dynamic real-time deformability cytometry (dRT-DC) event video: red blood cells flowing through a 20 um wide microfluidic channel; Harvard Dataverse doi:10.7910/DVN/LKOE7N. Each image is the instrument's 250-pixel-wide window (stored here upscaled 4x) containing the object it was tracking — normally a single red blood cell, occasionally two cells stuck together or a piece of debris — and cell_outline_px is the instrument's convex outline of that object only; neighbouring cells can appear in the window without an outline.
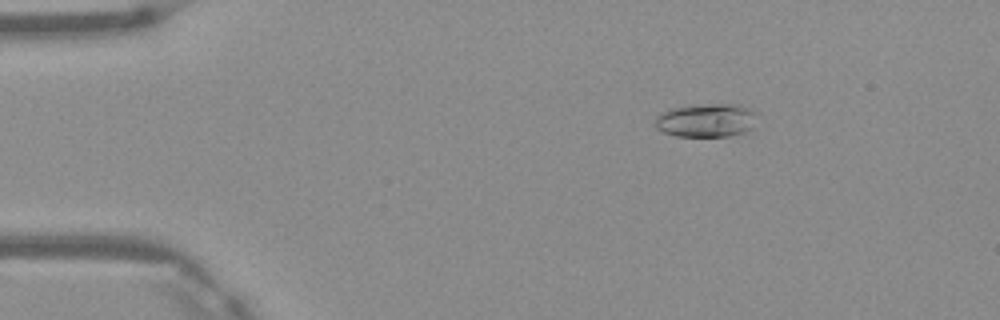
{"species": "Egyptian fruit bat (a non-hibernating species)", "species_latin": "Rousettus aegyptiacus", "temperature_condition": "warm", "stored_images_in_passage": 5, "camera_frame_rate_fps": 3000, "um_per_image_px": 0.085, "frame": {"image": 1, "passage_image": 3, "time_ms": 0.667, "image_size_px": [1000, 320], "cell_outline_px": [[756, 112], [748, 128], [744, 132], [732, 136], [676, 136], [664, 132], [656, 128], [656, 116], [672, 108], [704, 104], [740, 104], [752, 108]], "centroid_in_image_um": [60.02, 10.22], "position_along_channel_um": 25.0, "area_um2": 19.59}}
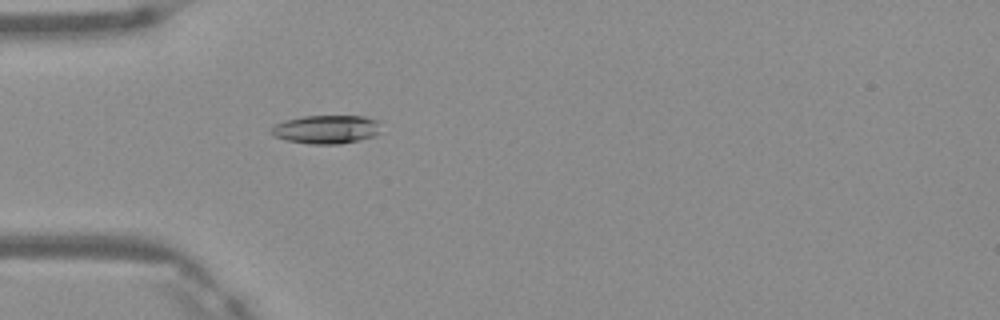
{"frame": {"image": 2, "passage_image": 5, "time_ms": 1.333, "image_size_px": [1000, 320], "cell_outline_px": [[380, 132], [376, 136], [340, 144], [308, 144], [288, 140], [272, 136], [268, 132], [276, 124], [284, 120], [304, 116], [364, 116], [376, 120]], "centroid_in_image_um": [27.7, 11.0], "position_along_channel_um": 57.3, "area_um2": 18.26}}